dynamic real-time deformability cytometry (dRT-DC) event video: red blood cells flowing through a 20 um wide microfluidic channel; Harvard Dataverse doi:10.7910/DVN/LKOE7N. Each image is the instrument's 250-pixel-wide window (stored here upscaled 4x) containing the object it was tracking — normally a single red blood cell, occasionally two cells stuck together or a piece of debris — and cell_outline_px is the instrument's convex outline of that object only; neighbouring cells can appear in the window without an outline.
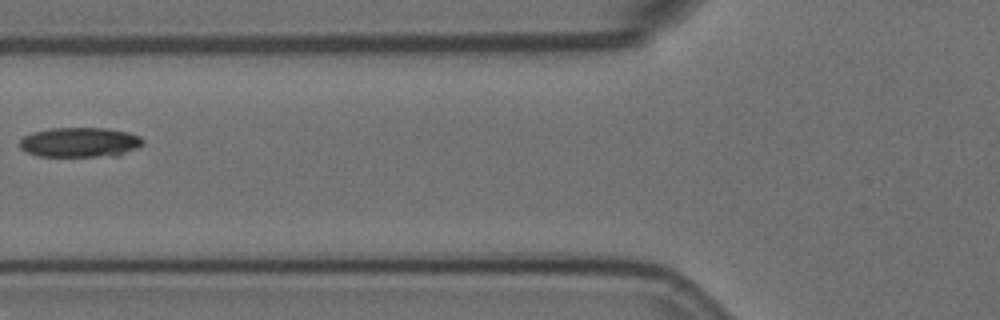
{"species": "Egyptian fruit bat (a non-hibernating species)", "species_latin": "Rousettus aegyptiacus", "temperature_condition": "room temperature", "stored_images_in_passage": 3, "camera_frame_rate_fps": 3000, "um_per_image_px": 0.085, "animal": {"sex": "female"}, "frame": {"image": 1, "passage_image": 2, "time_ms": 0.333, "image_size_px": [1000, 320], "cell_outline_px": [[144, 144], [120, 156], [40, 156], [28, 152], [20, 148], [20, 140], [24, 136], [32, 132], [48, 128], [108, 128], [128, 132], [140, 136], [144, 140]], "centroid_in_image_um": [6.82, 12.09], "position_along_channel_um": 119.0, "area_um2": 21.56}}
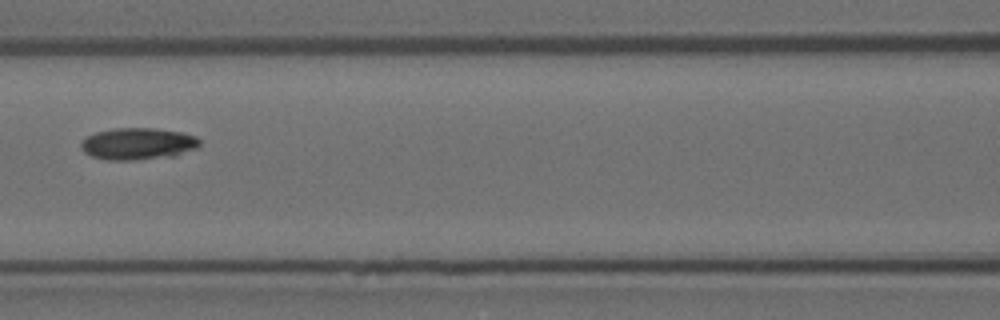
{"frame": {"image": 2, "passage_image": 3, "time_ms": 0.667, "image_size_px": [1000, 320], "cell_outline_px": [[200, 144], [196, 148], [176, 156], [132, 160], [108, 160], [92, 156], [84, 152], [80, 148], [80, 144], [88, 136], [96, 132], [116, 128], [156, 128], [184, 132], [196, 136], [200, 140]], "centroid_in_image_um": [11.76, 12.22], "position_along_channel_um": 154.8, "area_um2": 22.14}}